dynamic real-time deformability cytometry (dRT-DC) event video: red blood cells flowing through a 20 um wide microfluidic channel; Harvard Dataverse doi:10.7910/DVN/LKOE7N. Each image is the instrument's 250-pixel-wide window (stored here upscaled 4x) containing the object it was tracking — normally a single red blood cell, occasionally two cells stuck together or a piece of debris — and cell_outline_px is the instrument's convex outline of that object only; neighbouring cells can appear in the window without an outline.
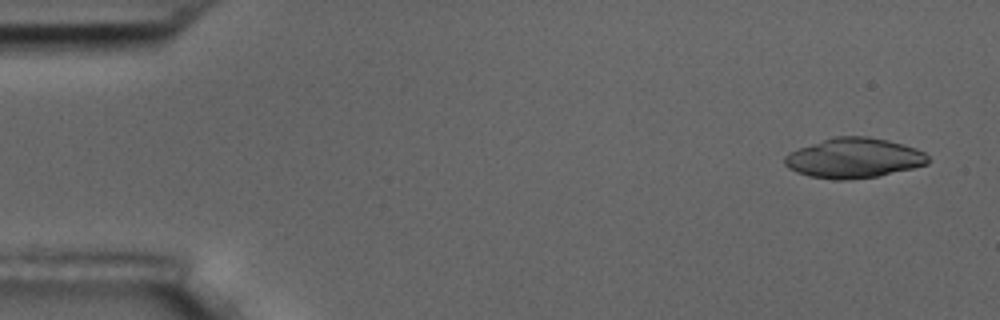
{"species": "common noctule bat (a hibernating species)", "species_latin": "Nyctalus noctula", "temperature_condition": "room temperature", "stored_images_in_passage": 5, "camera_frame_rate_fps": 3000, "um_per_image_px": 0.085, "animal": {"sex": "male", "body_mass_g": 17.5, "forearm_length_mm": 52.3}, "frame": {"image": 1, "passage_image": 1, "time_ms": 0.0, "image_size_px": [1000, 320], "cell_outline_px": [[932, 160], [928, 164], [880, 176], [848, 180], [836, 180], [808, 176], [796, 172], [788, 168], [784, 164], [784, 156], [788, 152], [836, 136], [868, 136], [888, 140], [904, 144], [916, 148], [924, 152]], "centroid_in_image_um": [72.6, 13.44], "position_along_channel_um": 12.4, "area_um2": 33.58}}